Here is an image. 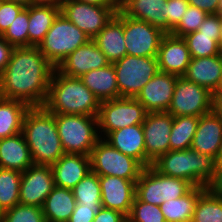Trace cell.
Segmentation results:
<instances>
[{
  "instance_id": "obj_1",
  "label": "cell",
  "mask_w": 222,
  "mask_h": 222,
  "mask_svg": "<svg viewBox=\"0 0 222 222\" xmlns=\"http://www.w3.org/2000/svg\"><path fill=\"white\" fill-rule=\"evenodd\" d=\"M54 70L38 47H14L0 74V97L44 106Z\"/></svg>"
},
{
  "instance_id": "obj_2",
  "label": "cell",
  "mask_w": 222,
  "mask_h": 222,
  "mask_svg": "<svg viewBox=\"0 0 222 222\" xmlns=\"http://www.w3.org/2000/svg\"><path fill=\"white\" fill-rule=\"evenodd\" d=\"M22 134L30 149L34 165H52L62 155L55 114L44 106L30 107L23 119Z\"/></svg>"
},
{
  "instance_id": "obj_3",
  "label": "cell",
  "mask_w": 222,
  "mask_h": 222,
  "mask_svg": "<svg viewBox=\"0 0 222 222\" xmlns=\"http://www.w3.org/2000/svg\"><path fill=\"white\" fill-rule=\"evenodd\" d=\"M101 102L78 77L53 71L44 107L53 114L98 117Z\"/></svg>"
},
{
  "instance_id": "obj_4",
  "label": "cell",
  "mask_w": 222,
  "mask_h": 222,
  "mask_svg": "<svg viewBox=\"0 0 222 222\" xmlns=\"http://www.w3.org/2000/svg\"><path fill=\"white\" fill-rule=\"evenodd\" d=\"M152 166L163 175L184 179L197 187H207L217 168L215 157L191 148L170 150L154 161Z\"/></svg>"
},
{
  "instance_id": "obj_5",
  "label": "cell",
  "mask_w": 222,
  "mask_h": 222,
  "mask_svg": "<svg viewBox=\"0 0 222 222\" xmlns=\"http://www.w3.org/2000/svg\"><path fill=\"white\" fill-rule=\"evenodd\" d=\"M55 121L63 151L90 156L95 144L101 139L98 117L55 114Z\"/></svg>"
},
{
  "instance_id": "obj_6",
  "label": "cell",
  "mask_w": 222,
  "mask_h": 222,
  "mask_svg": "<svg viewBox=\"0 0 222 222\" xmlns=\"http://www.w3.org/2000/svg\"><path fill=\"white\" fill-rule=\"evenodd\" d=\"M90 40L85 32L60 13L38 48L45 58L57 68L68 55Z\"/></svg>"
},
{
  "instance_id": "obj_7",
  "label": "cell",
  "mask_w": 222,
  "mask_h": 222,
  "mask_svg": "<svg viewBox=\"0 0 222 222\" xmlns=\"http://www.w3.org/2000/svg\"><path fill=\"white\" fill-rule=\"evenodd\" d=\"M194 186L181 178L159 173L152 165L145 167L136 182L135 196L143 202L160 206L164 201L180 198Z\"/></svg>"
},
{
  "instance_id": "obj_8",
  "label": "cell",
  "mask_w": 222,
  "mask_h": 222,
  "mask_svg": "<svg viewBox=\"0 0 222 222\" xmlns=\"http://www.w3.org/2000/svg\"><path fill=\"white\" fill-rule=\"evenodd\" d=\"M91 171L98 176H115L137 181L145 168L135 158L113 148L107 141L100 139L90 154Z\"/></svg>"
},
{
  "instance_id": "obj_9",
  "label": "cell",
  "mask_w": 222,
  "mask_h": 222,
  "mask_svg": "<svg viewBox=\"0 0 222 222\" xmlns=\"http://www.w3.org/2000/svg\"><path fill=\"white\" fill-rule=\"evenodd\" d=\"M112 64L116 73L119 97L136 98L144 85L159 72L157 57L125 55Z\"/></svg>"
},
{
  "instance_id": "obj_10",
  "label": "cell",
  "mask_w": 222,
  "mask_h": 222,
  "mask_svg": "<svg viewBox=\"0 0 222 222\" xmlns=\"http://www.w3.org/2000/svg\"><path fill=\"white\" fill-rule=\"evenodd\" d=\"M147 113L136 98L119 97L102 101L98 113L99 135L104 139L114 130L142 124Z\"/></svg>"
},
{
  "instance_id": "obj_11",
  "label": "cell",
  "mask_w": 222,
  "mask_h": 222,
  "mask_svg": "<svg viewBox=\"0 0 222 222\" xmlns=\"http://www.w3.org/2000/svg\"><path fill=\"white\" fill-rule=\"evenodd\" d=\"M214 110V93L208 88L177 77L168 113L176 116H197Z\"/></svg>"
},
{
  "instance_id": "obj_12",
  "label": "cell",
  "mask_w": 222,
  "mask_h": 222,
  "mask_svg": "<svg viewBox=\"0 0 222 222\" xmlns=\"http://www.w3.org/2000/svg\"><path fill=\"white\" fill-rule=\"evenodd\" d=\"M61 13L92 40L116 15L121 7H105L82 3L77 0H62Z\"/></svg>"
},
{
  "instance_id": "obj_13",
  "label": "cell",
  "mask_w": 222,
  "mask_h": 222,
  "mask_svg": "<svg viewBox=\"0 0 222 222\" xmlns=\"http://www.w3.org/2000/svg\"><path fill=\"white\" fill-rule=\"evenodd\" d=\"M161 29L124 14V38L127 55L137 57H157L162 37Z\"/></svg>"
},
{
  "instance_id": "obj_14",
  "label": "cell",
  "mask_w": 222,
  "mask_h": 222,
  "mask_svg": "<svg viewBox=\"0 0 222 222\" xmlns=\"http://www.w3.org/2000/svg\"><path fill=\"white\" fill-rule=\"evenodd\" d=\"M173 116L168 112L147 113L143 126L146 167L151 166L161 155L170 151V134Z\"/></svg>"
},
{
  "instance_id": "obj_15",
  "label": "cell",
  "mask_w": 222,
  "mask_h": 222,
  "mask_svg": "<svg viewBox=\"0 0 222 222\" xmlns=\"http://www.w3.org/2000/svg\"><path fill=\"white\" fill-rule=\"evenodd\" d=\"M54 187L51 166L33 164L21 174L19 203L42 208Z\"/></svg>"
},
{
  "instance_id": "obj_16",
  "label": "cell",
  "mask_w": 222,
  "mask_h": 222,
  "mask_svg": "<svg viewBox=\"0 0 222 222\" xmlns=\"http://www.w3.org/2000/svg\"><path fill=\"white\" fill-rule=\"evenodd\" d=\"M176 75L159 71L144 85L136 99L150 112H167L173 97Z\"/></svg>"
},
{
  "instance_id": "obj_17",
  "label": "cell",
  "mask_w": 222,
  "mask_h": 222,
  "mask_svg": "<svg viewBox=\"0 0 222 222\" xmlns=\"http://www.w3.org/2000/svg\"><path fill=\"white\" fill-rule=\"evenodd\" d=\"M109 64L97 44L90 40L68 55L56 69L66 76L79 78L91 70L100 69Z\"/></svg>"
},
{
  "instance_id": "obj_18",
  "label": "cell",
  "mask_w": 222,
  "mask_h": 222,
  "mask_svg": "<svg viewBox=\"0 0 222 222\" xmlns=\"http://www.w3.org/2000/svg\"><path fill=\"white\" fill-rule=\"evenodd\" d=\"M99 182L103 207L128 216L135 197L137 181L115 176H99Z\"/></svg>"
},
{
  "instance_id": "obj_19",
  "label": "cell",
  "mask_w": 222,
  "mask_h": 222,
  "mask_svg": "<svg viewBox=\"0 0 222 222\" xmlns=\"http://www.w3.org/2000/svg\"><path fill=\"white\" fill-rule=\"evenodd\" d=\"M157 60L159 71L181 77L185 74L191 56L183 37L166 33L160 42Z\"/></svg>"
},
{
  "instance_id": "obj_20",
  "label": "cell",
  "mask_w": 222,
  "mask_h": 222,
  "mask_svg": "<svg viewBox=\"0 0 222 222\" xmlns=\"http://www.w3.org/2000/svg\"><path fill=\"white\" fill-rule=\"evenodd\" d=\"M54 184L72 190L90 171V156L65 153L51 165Z\"/></svg>"
},
{
  "instance_id": "obj_21",
  "label": "cell",
  "mask_w": 222,
  "mask_h": 222,
  "mask_svg": "<svg viewBox=\"0 0 222 222\" xmlns=\"http://www.w3.org/2000/svg\"><path fill=\"white\" fill-rule=\"evenodd\" d=\"M222 143V118L215 111L199 117L191 149L216 158Z\"/></svg>"
},
{
  "instance_id": "obj_22",
  "label": "cell",
  "mask_w": 222,
  "mask_h": 222,
  "mask_svg": "<svg viewBox=\"0 0 222 222\" xmlns=\"http://www.w3.org/2000/svg\"><path fill=\"white\" fill-rule=\"evenodd\" d=\"M92 40L110 63H114L127 55L124 42V13L119 10Z\"/></svg>"
},
{
  "instance_id": "obj_23",
  "label": "cell",
  "mask_w": 222,
  "mask_h": 222,
  "mask_svg": "<svg viewBox=\"0 0 222 222\" xmlns=\"http://www.w3.org/2000/svg\"><path fill=\"white\" fill-rule=\"evenodd\" d=\"M183 77L215 94L222 82V55L191 58Z\"/></svg>"
},
{
  "instance_id": "obj_24",
  "label": "cell",
  "mask_w": 222,
  "mask_h": 222,
  "mask_svg": "<svg viewBox=\"0 0 222 222\" xmlns=\"http://www.w3.org/2000/svg\"><path fill=\"white\" fill-rule=\"evenodd\" d=\"M126 16L149 23L168 33L167 0H121Z\"/></svg>"
},
{
  "instance_id": "obj_25",
  "label": "cell",
  "mask_w": 222,
  "mask_h": 222,
  "mask_svg": "<svg viewBox=\"0 0 222 222\" xmlns=\"http://www.w3.org/2000/svg\"><path fill=\"white\" fill-rule=\"evenodd\" d=\"M113 148L138 160L146 167V152L142 124L110 132L105 138Z\"/></svg>"
},
{
  "instance_id": "obj_26",
  "label": "cell",
  "mask_w": 222,
  "mask_h": 222,
  "mask_svg": "<svg viewBox=\"0 0 222 222\" xmlns=\"http://www.w3.org/2000/svg\"><path fill=\"white\" fill-rule=\"evenodd\" d=\"M33 165L30 149L22 132L0 139V167L24 172Z\"/></svg>"
},
{
  "instance_id": "obj_27",
  "label": "cell",
  "mask_w": 222,
  "mask_h": 222,
  "mask_svg": "<svg viewBox=\"0 0 222 222\" xmlns=\"http://www.w3.org/2000/svg\"><path fill=\"white\" fill-rule=\"evenodd\" d=\"M79 78L100 102L119 98L117 78L112 63L103 68L91 70Z\"/></svg>"
},
{
  "instance_id": "obj_28",
  "label": "cell",
  "mask_w": 222,
  "mask_h": 222,
  "mask_svg": "<svg viewBox=\"0 0 222 222\" xmlns=\"http://www.w3.org/2000/svg\"><path fill=\"white\" fill-rule=\"evenodd\" d=\"M60 13V6H29L28 47L39 46Z\"/></svg>"
},
{
  "instance_id": "obj_29",
  "label": "cell",
  "mask_w": 222,
  "mask_h": 222,
  "mask_svg": "<svg viewBox=\"0 0 222 222\" xmlns=\"http://www.w3.org/2000/svg\"><path fill=\"white\" fill-rule=\"evenodd\" d=\"M76 206L73 191L56 186L42 206L46 222H68Z\"/></svg>"
},
{
  "instance_id": "obj_30",
  "label": "cell",
  "mask_w": 222,
  "mask_h": 222,
  "mask_svg": "<svg viewBox=\"0 0 222 222\" xmlns=\"http://www.w3.org/2000/svg\"><path fill=\"white\" fill-rule=\"evenodd\" d=\"M206 189L194 186L184 196L164 201L160 208L166 222H191L198 198Z\"/></svg>"
},
{
  "instance_id": "obj_31",
  "label": "cell",
  "mask_w": 222,
  "mask_h": 222,
  "mask_svg": "<svg viewBox=\"0 0 222 222\" xmlns=\"http://www.w3.org/2000/svg\"><path fill=\"white\" fill-rule=\"evenodd\" d=\"M29 108L24 102L0 97V139L22 132L23 119Z\"/></svg>"
},
{
  "instance_id": "obj_32",
  "label": "cell",
  "mask_w": 222,
  "mask_h": 222,
  "mask_svg": "<svg viewBox=\"0 0 222 222\" xmlns=\"http://www.w3.org/2000/svg\"><path fill=\"white\" fill-rule=\"evenodd\" d=\"M199 117L176 116L173 117L172 130L170 134V150L190 149L197 129Z\"/></svg>"
},
{
  "instance_id": "obj_33",
  "label": "cell",
  "mask_w": 222,
  "mask_h": 222,
  "mask_svg": "<svg viewBox=\"0 0 222 222\" xmlns=\"http://www.w3.org/2000/svg\"><path fill=\"white\" fill-rule=\"evenodd\" d=\"M22 172L0 167V207L5 211L19 204Z\"/></svg>"
},
{
  "instance_id": "obj_34",
  "label": "cell",
  "mask_w": 222,
  "mask_h": 222,
  "mask_svg": "<svg viewBox=\"0 0 222 222\" xmlns=\"http://www.w3.org/2000/svg\"><path fill=\"white\" fill-rule=\"evenodd\" d=\"M191 222H222V198L206 189L198 198Z\"/></svg>"
},
{
  "instance_id": "obj_35",
  "label": "cell",
  "mask_w": 222,
  "mask_h": 222,
  "mask_svg": "<svg viewBox=\"0 0 222 222\" xmlns=\"http://www.w3.org/2000/svg\"><path fill=\"white\" fill-rule=\"evenodd\" d=\"M221 35H207L195 31L183 36L191 58L209 57L219 55V42Z\"/></svg>"
},
{
  "instance_id": "obj_36",
  "label": "cell",
  "mask_w": 222,
  "mask_h": 222,
  "mask_svg": "<svg viewBox=\"0 0 222 222\" xmlns=\"http://www.w3.org/2000/svg\"><path fill=\"white\" fill-rule=\"evenodd\" d=\"M76 204L87 207L103 206L99 176L90 171L73 189Z\"/></svg>"
},
{
  "instance_id": "obj_37",
  "label": "cell",
  "mask_w": 222,
  "mask_h": 222,
  "mask_svg": "<svg viewBox=\"0 0 222 222\" xmlns=\"http://www.w3.org/2000/svg\"><path fill=\"white\" fill-rule=\"evenodd\" d=\"M29 7H25L2 37L13 47H28Z\"/></svg>"
},
{
  "instance_id": "obj_38",
  "label": "cell",
  "mask_w": 222,
  "mask_h": 222,
  "mask_svg": "<svg viewBox=\"0 0 222 222\" xmlns=\"http://www.w3.org/2000/svg\"><path fill=\"white\" fill-rule=\"evenodd\" d=\"M127 222H166L160 206L140 201L136 196Z\"/></svg>"
},
{
  "instance_id": "obj_39",
  "label": "cell",
  "mask_w": 222,
  "mask_h": 222,
  "mask_svg": "<svg viewBox=\"0 0 222 222\" xmlns=\"http://www.w3.org/2000/svg\"><path fill=\"white\" fill-rule=\"evenodd\" d=\"M3 222H46L41 207L18 204L4 211Z\"/></svg>"
},
{
  "instance_id": "obj_40",
  "label": "cell",
  "mask_w": 222,
  "mask_h": 222,
  "mask_svg": "<svg viewBox=\"0 0 222 222\" xmlns=\"http://www.w3.org/2000/svg\"><path fill=\"white\" fill-rule=\"evenodd\" d=\"M207 16V12L189 5L180 23L172 30L171 34L177 37H183L189 33L198 31L199 26Z\"/></svg>"
},
{
  "instance_id": "obj_41",
  "label": "cell",
  "mask_w": 222,
  "mask_h": 222,
  "mask_svg": "<svg viewBox=\"0 0 222 222\" xmlns=\"http://www.w3.org/2000/svg\"><path fill=\"white\" fill-rule=\"evenodd\" d=\"M24 8L23 5L18 3L0 1V36L5 33L10 24H12Z\"/></svg>"
},
{
  "instance_id": "obj_42",
  "label": "cell",
  "mask_w": 222,
  "mask_h": 222,
  "mask_svg": "<svg viewBox=\"0 0 222 222\" xmlns=\"http://www.w3.org/2000/svg\"><path fill=\"white\" fill-rule=\"evenodd\" d=\"M188 7L189 3L187 0H167L168 33H171L180 23V20Z\"/></svg>"
},
{
  "instance_id": "obj_43",
  "label": "cell",
  "mask_w": 222,
  "mask_h": 222,
  "mask_svg": "<svg viewBox=\"0 0 222 222\" xmlns=\"http://www.w3.org/2000/svg\"><path fill=\"white\" fill-rule=\"evenodd\" d=\"M102 208L103 206L87 207L76 204L68 222H93L95 214L98 213Z\"/></svg>"
},
{
  "instance_id": "obj_44",
  "label": "cell",
  "mask_w": 222,
  "mask_h": 222,
  "mask_svg": "<svg viewBox=\"0 0 222 222\" xmlns=\"http://www.w3.org/2000/svg\"><path fill=\"white\" fill-rule=\"evenodd\" d=\"M222 30V14H208L198 31L207 35H221Z\"/></svg>"
},
{
  "instance_id": "obj_45",
  "label": "cell",
  "mask_w": 222,
  "mask_h": 222,
  "mask_svg": "<svg viewBox=\"0 0 222 222\" xmlns=\"http://www.w3.org/2000/svg\"><path fill=\"white\" fill-rule=\"evenodd\" d=\"M93 222H127V216L117 210L103 207L95 214Z\"/></svg>"
},
{
  "instance_id": "obj_46",
  "label": "cell",
  "mask_w": 222,
  "mask_h": 222,
  "mask_svg": "<svg viewBox=\"0 0 222 222\" xmlns=\"http://www.w3.org/2000/svg\"><path fill=\"white\" fill-rule=\"evenodd\" d=\"M189 5L195 6L208 14L221 13L220 0H187Z\"/></svg>"
},
{
  "instance_id": "obj_47",
  "label": "cell",
  "mask_w": 222,
  "mask_h": 222,
  "mask_svg": "<svg viewBox=\"0 0 222 222\" xmlns=\"http://www.w3.org/2000/svg\"><path fill=\"white\" fill-rule=\"evenodd\" d=\"M206 188L213 195L222 198V165H217L214 177Z\"/></svg>"
},
{
  "instance_id": "obj_48",
  "label": "cell",
  "mask_w": 222,
  "mask_h": 222,
  "mask_svg": "<svg viewBox=\"0 0 222 222\" xmlns=\"http://www.w3.org/2000/svg\"><path fill=\"white\" fill-rule=\"evenodd\" d=\"M13 48L14 47L11 44H9L2 36H0V74L6 68Z\"/></svg>"
},
{
  "instance_id": "obj_49",
  "label": "cell",
  "mask_w": 222,
  "mask_h": 222,
  "mask_svg": "<svg viewBox=\"0 0 222 222\" xmlns=\"http://www.w3.org/2000/svg\"><path fill=\"white\" fill-rule=\"evenodd\" d=\"M82 3L101 5L105 7H121V0H77Z\"/></svg>"
},
{
  "instance_id": "obj_50",
  "label": "cell",
  "mask_w": 222,
  "mask_h": 222,
  "mask_svg": "<svg viewBox=\"0 0 222 222\" xmlns=\"http://www.w3.org/2000/svg\"><path fill=\"white\" fill-rule=\"evenodd\" d=\"M62 0H31V5L61 6Z\"/></svg>"
},
{
  "instance_id": "obj_51",
  "label": "cell",
  "mask_w": 222,
  "mask_h": 222,
  "mask_svg": "<svg viewBox=\"0 0 222 222\" xmlns=\"http://www.w3.org/2000/svg\"><path fill=\"white\" fill-rule=\"evenodd\" d=\"M214 110L222 118V94H214Z\"/></svg>"
},
{
  "instance_id": "obj_52",
  "label": "cell",
  "mask_w": 222,
  "mask_h": 222,
  "mask_svg": "<svg viewBox=\"0 0 222 222\" xmlns=\"http://www.w3.org/2000/svg\"><path fill=\"white\" fill-rule=\"evenodd\" d=\"M3 1L18 3L23 5L24 7H29L31 5V0H3Z\"/></svg>"
},
{
  "instance_id": "obj_53",
  "label": "cell",
  "mask_w": 222,
  "mask_h": 222,
  "mask_svg": "<svg viewBox=\"0 0 222 222\" xmlns=\"http://www.w3.org/2000/svg\"><path fill=\"white\" fill-rule=\"evenodd\" d=\"M216 164L222 165V143L219 145L218 154L216 156Z\"/></svg>"
},
{
  "instance_id": "obj_54",
  "label": "cell",
  "mask_w": 222,
  "mask_h": 222,
  "mask_svg": "<svg viewBox=\"0 0 222 222\" xmlns=\"http://www.w3.org/2000/svg\"><path fill=\"white\" fill-rule=\"evenodd\" d=\"M219 51H220V54L222 55V30H221V38L219 42Z\"/></svg>"
},
{
  "instance_id": "obj_55",
  "label": "cell",
  "mask_w": 222,
  "mask_h": 222,
  "mask_svg": "<svg viewBox=\"0 0 222 222\" xmlns=\"http://www.w3.org/2000/svg\"><path fill=\"white\" fill-rule=\"evenodd\" d=\"M4 210L0 207V222H3Z\"/></svg>"
},
{
  "instance_id": "obj_56",
  "label": "cell",
  "mask_w": 222,
  "mask_h": 222,
  "mask_svg": "<svg viewBox=\"0 0 222 222\" xmlns=\"http://www.w3.org/2000/svg\"><path fill=\"white\" fill-rule=\"evenodd\" d=\"M215 94H222V82H221L219 89L217 90V92Z\"/></svg>"
},
{
  "instance_id": "obj_57",
  "label": "cell",
  "mask_w": 222,
  "mask_h": 222,
  "mask_svg": "<svg viewBox=\"0 0 222 222\" xmlns=\"http://www.w3.org/2000/svg\"><path fill=\"white\" fill-rule=\"evenodd\" d=\"M220 5H221V14H222V0H220Z\"/></svg>"
}]
</instances>
